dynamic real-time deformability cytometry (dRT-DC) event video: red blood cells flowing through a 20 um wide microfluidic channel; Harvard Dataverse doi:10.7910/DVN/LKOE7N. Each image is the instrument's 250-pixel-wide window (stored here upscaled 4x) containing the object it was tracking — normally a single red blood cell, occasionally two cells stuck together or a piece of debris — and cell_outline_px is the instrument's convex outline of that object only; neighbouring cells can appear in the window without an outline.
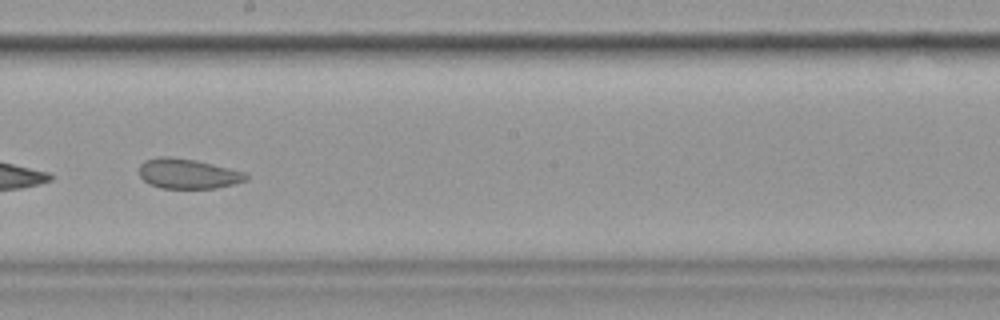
{"species": "common noctule bat (a hibernating species)", "species_latin": "Nyctalus noctula", "temperature_condition": "cold", "stored_images_in_passage": 35, "camera_frame_rate_fps": 3000, "um_per_image_px": 0.085, "animal": {"sex": "female", "body_mass_g": 19.9}, "frame": {"image": 1, "passage_image": 20, "time_ms": 6.333, "image_size_px": [1000, 320], "cell_outline_px": [[248, 180], [216, 188], [160, 188], [148, 184], [140, 176], [140, 164], [144, 160], [160, 156], [168, 156], [196, 160], [244, 172], [248, 176]], "centroid_in_image_um": [15.94, 14.76], "position_along_channel_um": 232.3, "area_um2": 18.61}}
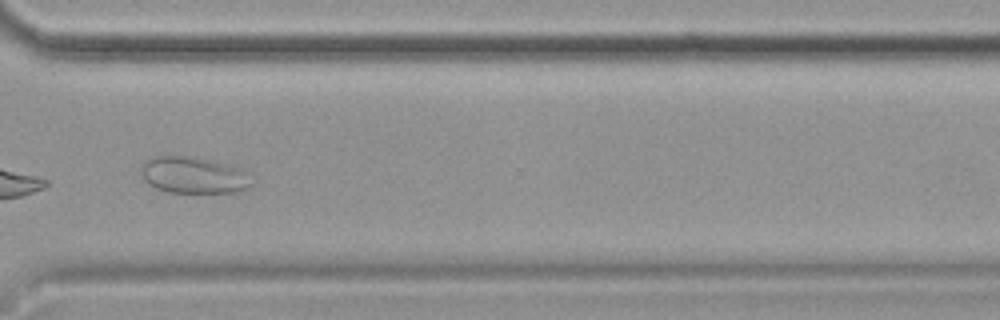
{"frame": {"image": 2, "passage_image": 30, "time_ms": 9.667, "image_size_px": [1000, 320], "cell_outline_px": [[252, 184], [248, 188], [240, 192], [168, 192], [156, 188], [148, 184], [144, 180], [140, 172], [140, 164], [144, 160], [152, 156], [196, 156], [228, 164], [236, 168]], "centroid_in_image_um": [16.32, 14.87], "position_along_channel_um": 354.3, "area_um2": 23.47}}